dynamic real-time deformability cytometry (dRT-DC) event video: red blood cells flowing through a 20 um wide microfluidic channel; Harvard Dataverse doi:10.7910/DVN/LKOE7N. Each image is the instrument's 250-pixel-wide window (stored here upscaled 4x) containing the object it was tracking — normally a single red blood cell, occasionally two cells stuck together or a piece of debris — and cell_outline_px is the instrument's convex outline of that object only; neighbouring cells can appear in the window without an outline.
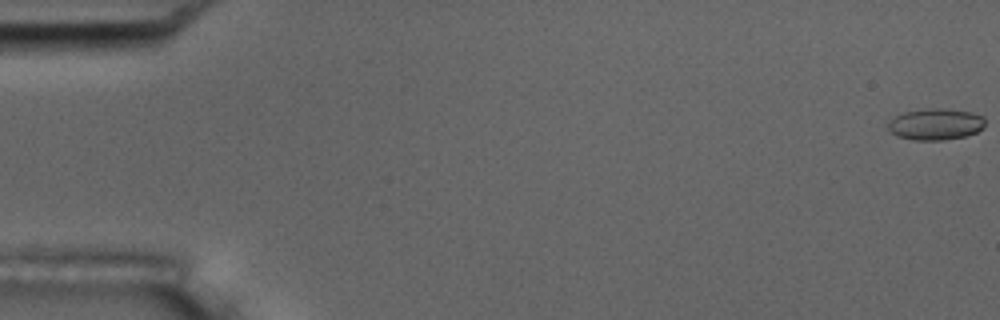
{"species": "common noctule bat (a hibernating species)", "species_latin": "Nyctalus noctula", "temperature_condition": "room temperature", "stored_images_in_passage": 9, "camera_frame_rate_fps": 3000, "um_per_image_px": 0.085, "animal": {"sex": "male", "body_mass_g": 17.5, "forearm_length_mm": 52.3}, "frame": {"image": 1, "passage_image": 1, "time_ms": 0.0, "image_size_px": [1000, 320], "cell_outline_px": [[984, 128], [976, 132], [964, 136], [944, 140], [912, 140], [896, 136], [888, 128], [888, 124], [896, 116], [904, 112], [928, 108], [940, 108], [972, 112], [984, 116]], "centroid_in_image_um": [79.54, 10.56], "position_along_channel_um": 5.5, "area_um2": 17.74}}